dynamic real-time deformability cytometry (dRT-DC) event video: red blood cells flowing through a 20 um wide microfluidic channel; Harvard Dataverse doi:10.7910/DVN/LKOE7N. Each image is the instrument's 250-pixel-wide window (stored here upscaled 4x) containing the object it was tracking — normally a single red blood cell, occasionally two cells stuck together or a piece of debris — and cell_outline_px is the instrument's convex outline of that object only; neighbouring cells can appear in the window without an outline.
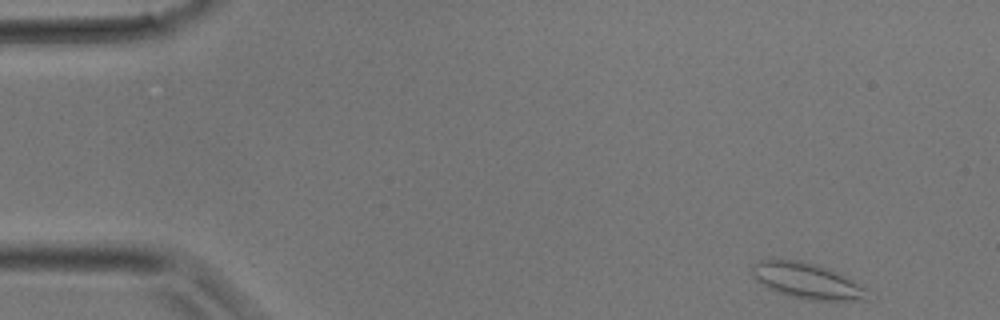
{"species": "common noctule bat (a hibernating species)", "species_latin": "Nyctalus noctula", "temperature_condition": "room temperature", "stored_images_in_passage": 33, "camera_frame_rate_fps": 3000, "um_per_image_px": 0.085, "animal": {"sex": "male", "body_mass_g": 17.9}, "frame": {"image": 1, "passage_image": 1, "time_ms": 0.0, "image_size_px": [1000, 320], "cell_outline_px": [[872, 300], [808, 300], [788, 296], [756, 280], [752, 276], [752, 264], [760, 260], [800, 260], [816, 264], [828, 268], [868, 288]], "centroid_in_image_um": [68.67, 23.88], "position_along_channel_um": 16.3, "area_um2": 23.93}}
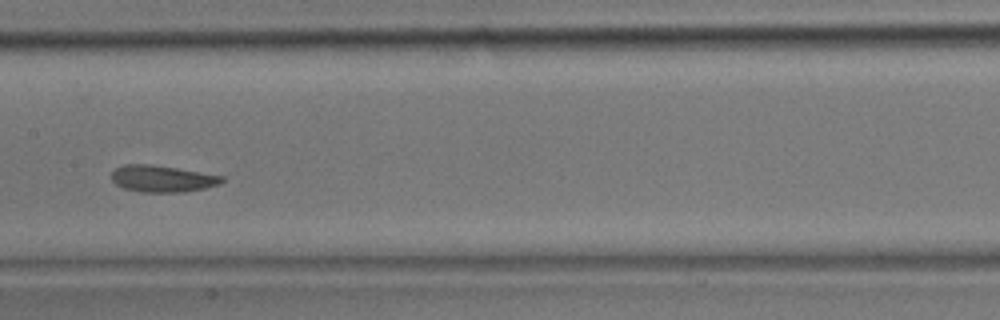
{"frame": {"image": 2, "passage_image": 16, "time_ms": 5.0, "image_size_px": [1000, 320], "cell_outline_px": [[224, 180], [220, 184], [204, 188], [184, 192], [144, 192], [124, 188], [116, 184], [112, 180], [112, 172], [116, 168], [124, 164], [152, 164], [224, 176]], "centroid_in_image_um": [13.8, 15.18], "position_along_channel_um": 193.6, "area_um2": 17.05}}
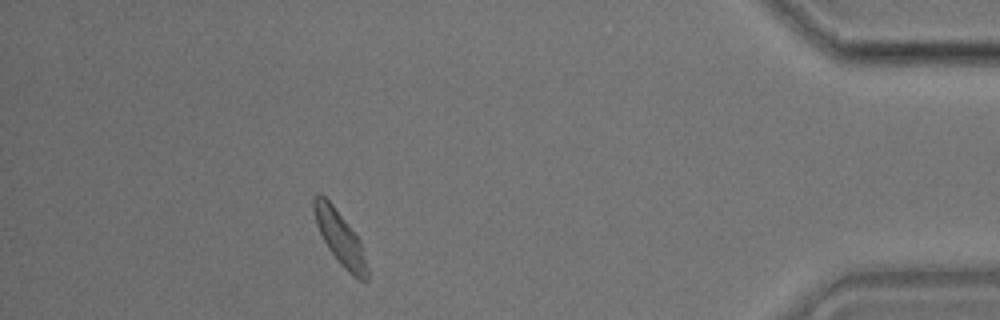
{"frame": {"image": 3, "passage_image": 30, "time_ms": 9.667, "image_size_px": [1000, 320], "cell_outline_px": [[368, 280], [360, 280], [352, 276], [340, 264], [328, 248], [316, 224], [312, 208], [312, 196], [316, 192], [320, 192], [332, 204], [348, 224], [360, 240], [368, 268]], "centroid_in_image_um": [28.87, 20.19], "position_along_channel_um": 406.3, "area_um2": 16.7}}